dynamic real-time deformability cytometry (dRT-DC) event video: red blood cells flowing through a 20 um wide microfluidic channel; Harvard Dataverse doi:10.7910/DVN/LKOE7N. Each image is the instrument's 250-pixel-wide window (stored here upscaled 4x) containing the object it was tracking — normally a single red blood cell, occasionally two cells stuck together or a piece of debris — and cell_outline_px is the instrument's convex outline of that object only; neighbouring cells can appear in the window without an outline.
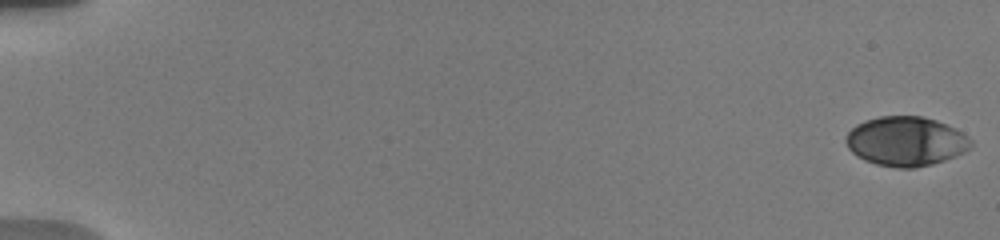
{"species": "human", "species_latin": "Homo sapiens", "temperature_condition": "warm", "stored_images_in_passage": 19, "camera_frame_rate_fps": 3000, "um_per_image_px": 0.085, "donor": {"sex": "male"}, "frame": {"image": 1, "passage_image": 1, "time_ms": 0.0, "image_size_px": [1000, 240], "cell_outline_px": [[972, 148], [956, 156], [932, 164], [916, 168], [896, 168], [876, 164], [864, 160], [856, 156], [848, 148], [844, 140], [848, 132], [856, 124], [864, 120], [880, 116], [924, 116], [936, 120], [968, 136], [972, 140]], "centroid_in_image_um": [76.98, 12.02], "position_along_channel_um": 8.0, "area_um2": 36.18}}
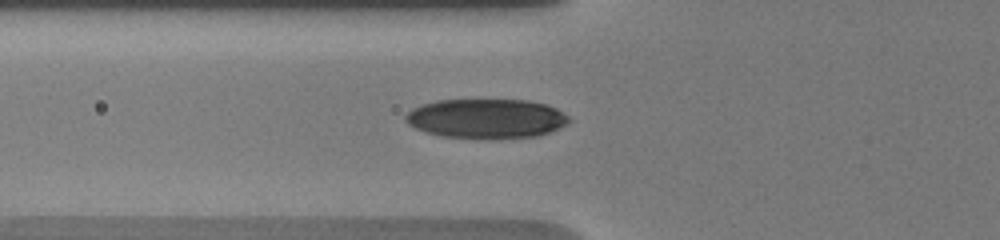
{"frame": {"image": 2, "passage_image": 11, "time_ms": 7.0, "image_size_px": [1000, 240], "cell_outline_px": [[572, 120], [568, 124], [560, 128], [536, 136], [500, 140], [476, 140], [440, 136], [416, 128], [408, 124], [404, 120], [404, 116], [412, 108], [420, 104], [436, 100], [528, 100], [548, 104], [556, 108], [568, 116]], "centroid_in_image_um": [41.34, 10.1], "position_along_channel_um": 84.5, "area_um2": 38.61}}
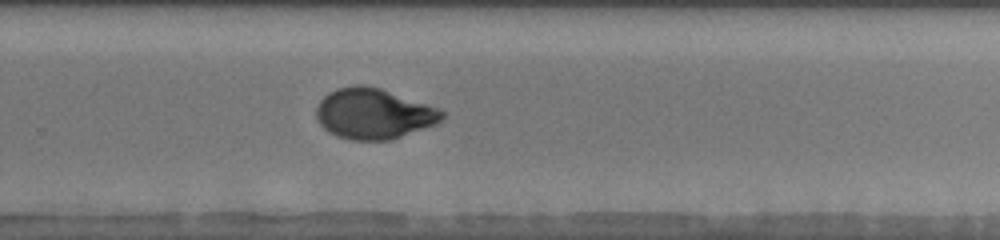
{"frame": {"image": 3, "passage_image": 19, "time_ms": 12.667, "image_size_px": [1000, 240], "cell_outline_px": [[444, 116], [440, 120], [424, 128], [392, 140], [352, 140], [336, 136], [328, 132], [316, 120], [316, 108], [320, 100], [328, 92], [336, 88], [356, 84], [364, 84], [380, 88], [436, 108], [444, 112]], "centroid_in_image_um": [31.68, 9.66], "position_along_channel_um": 298.1, "area_um2": 36.82}}